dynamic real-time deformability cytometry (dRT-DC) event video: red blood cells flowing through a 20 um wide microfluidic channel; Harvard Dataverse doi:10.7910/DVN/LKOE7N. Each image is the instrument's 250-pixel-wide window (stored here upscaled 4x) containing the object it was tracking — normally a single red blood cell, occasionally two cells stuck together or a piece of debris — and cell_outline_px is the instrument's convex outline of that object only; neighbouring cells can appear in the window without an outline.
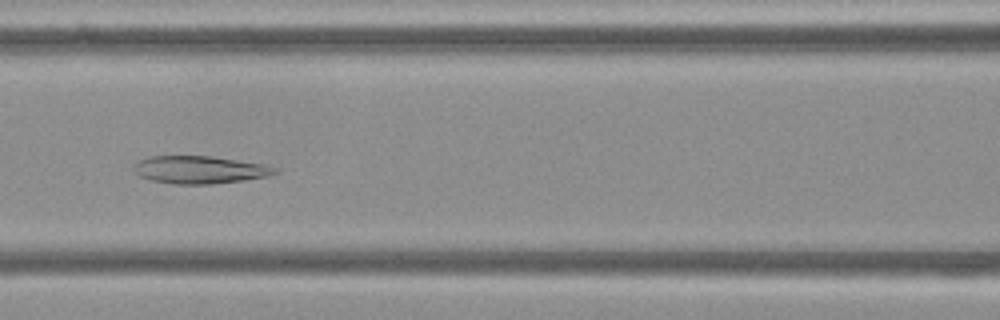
{"species": "Egyptian fruit bat (a non-hibernating species)", "species_latin": "Rousettus aegyptiacus", "temperature_condition": "cold", "stored_images_in_passage": 55, "camera_frame_rate_fps": 3000, "um_per_image_px": 0.085, "frame": {"image": 1, "passage_image": 24, "time_ms": 7.667, "image_size_px": [1000, 320], "cell_outline_px": [[280, 172], [268, 176], [244, 180], [212, 184], [172, 184], [152, 180], [140, 176], [132, 168], [140, 160], [148, 156], [212, 156], [260, 164], [276, 168]], "centroid_in_image_um": [16.96, 14.43], "position_along_channel_um": 149.6, "area_um2": 22.54}}
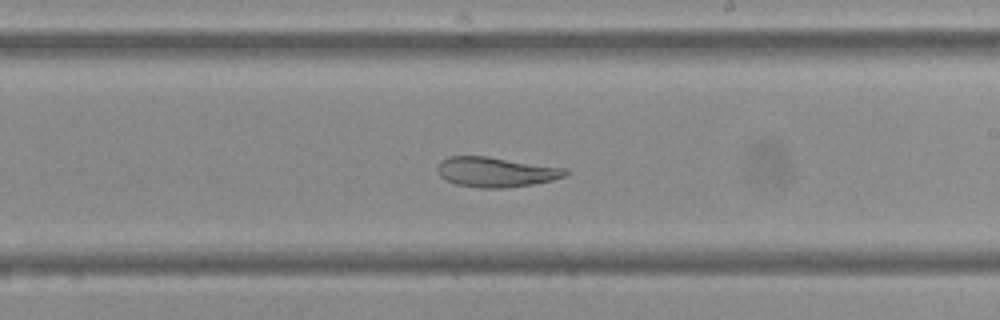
{"frame": {"image": 2, "passage_image": 32, "time_ms": 10.333, "image_size_px": [1000, 320], "cell_outline_px": [[572, 172], [568, 176], [552, 180], [532, 184], [504, 188], [480, 188], [456, 184], [444, 180], [436, 172], [436, 168], [440, 160], [448, 156], [488, 156], [568, 168]], "centroid_in_image_um": [42.17, 14.61], "position_along_channel_um": 246.8, "area_um2": 22.83}}
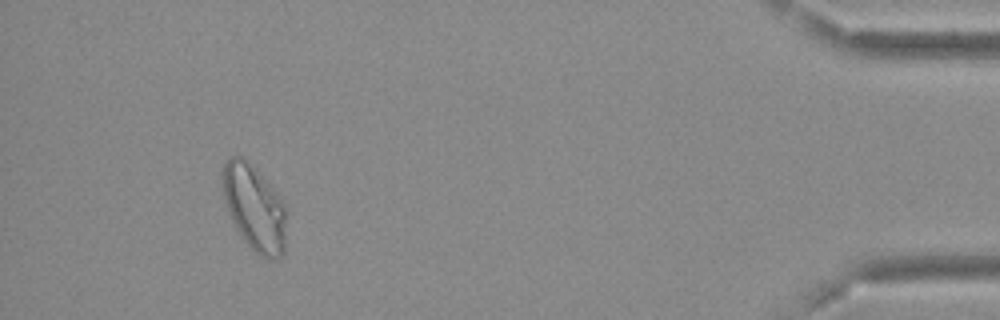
{"frame": {"image": 3, "passage_image": 51, "time_ms": 16.667, "image_size_px": [1000, 320], "cell_outline_px": [[284, 252], [280, 256], [260, 256], [240, 236], [228, 212], [220, 180], [220, 172], [224, 160], [228, 156], [240, 156], [256, 168], [284, 204]], "centroid_in_image_um": [21.53, 17.58], "position_along_channel_um": 413.7, "area_um2": 31.39}, "authors_computed_cell_mechanics": {"area_um2": 28.4376, "velocity_mm_per_s": 3.6655, "shape_relaxation_time_tau1_ms": null, "shape_relaxation_time_tau2_ms": 5.8875, "deformation_change_tau1": null, "deformation_change_tau2": 0.0988}}